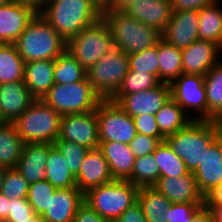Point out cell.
Wrapping results in <instances>:
<instances>
[{"instance_id": "6da1fadb", "label": "cell", "mask_w": 222, "mask_h": 222, "mask_svg": "<svg viewBox=\"0 0 222 222\" xmlns=\"http://www.w3.org/2000/svg\"><path fill=\"white\" fill-rule=\"evenodd\" d=\"M99 0H47L40 15L67 42L102 17Z\"/></svg>"}, {"instance_id": "7a4b0ae2", "label": "cell", "mask_w": 222, "mask_h": 222, "mask_svg": "<svg viewBox=\"0 0 222 222\" xmlns=\"http://www.w3.org/2000/svg\"><path fill=\"white\" fill-rule=\"evenodd\" d=\"M109 26L113 46L126 55L138 53L158 44L162 33L139 22L123 11H102Z\"/></svg>"}, {"instance_id": "3957f363", "label": "cell", "mask_w": 222, "mask_h": 222, "mask_svg": "<svg viewBox=\"0 0 222 222\" xmlns=\"http://www.w3.org/2000/svg\"><path fill=\"white\" fill-rule=\"evenodd\" d=\"M14 44L25 63L55 60L66 50V41L40 14L34 16Z\"/></svg>"}, {"instance_id": "277c9868", "label": "cell", "mask_w": 222, "mask_h": 222, "mask_svg": "<svg viewBox=\"0 0 222 222\" xmlns=\"http://www.w3.org/2000/svg\"><path fill=\"white\" fill-rule=\"evenodd\" d=\"M217 138L212 121L192 120L185 128L167 136L165 141L193 172L201 163L204 152Z\"/></svg>"}, {"instance_id": "5b68a950", "label": "cell", "mask_w": 222, "mask_h": 222, "mask_svg": "<svg viewBox=\"0 0 222 222\" xmlns=\"http://www.w3.org/2000/svg\"><path fill=\"white\" fill-rule=\"evenodd\" d=\"M139 187L128 180H113L84 193V202L104 219L112 222L137 202Z\"/></svg>"}, {"instance_id": "8992f818", "label": "cell", "mask_w": 222, "mask_h": 222, "mask_svg": "<svg viewBox=\"0 0 222 222\" xmlns=\"http://www.w3.org/2000/svg\"><path fill=\"white\" fill-rule=\"evenodd\" d=\"M61 115L36 99L14 122L24 143H51L59 138Z\"/></svg>"}, {"instance_id": "52a82bcc", "label": "cell", "mask_w": 222, "mask_h": 222, "mask_svg": "<svg viewBox=\"0 0 222 222\" xmlns=\"http://www.w3.org/2000/svg\"><path fill=\"white\" fill-rule=\"evenodd\" d=\"M41 100L63 116L96 110L102 98L85 78L66 85L55 83Z\"/></svg>"}, {"instance_id": "ba28073f", "label": "cell", "mask_w": 222, "mask_h": 222, "mask_svg": "<svg viewBox=\"0 0 222 222\" xmlns=\"http://www.w3.org/2000/svg\"><path fill=\"white\" fill-rule=\"evenodd\" d=\"M110 29L101 17L66 42V50L87 71L112 49Z\"/></svg>"}, {"instance_id": "9c48e42d", "label": "cell", "mask_w": 222, "mask_h": 222, "mask_svg": "<svg viewBox=\"0 0 222 222\" xmlns=\"http://www.w3.org/2000/svg\"><path fill=\"white\" fill-rule=\"evenodd\" d=\"M128 72V55L113 47L86 71V78L102 99H110Z\"/></svg>"}, {"instance_id": "30bf717a", "label": "cell", "mask_w": 222, "mask_h": 222, "mask_svg": "<svg viewBox=\"0 0 222 222\" xmlns=\"http://www.w3.org/2000/svg\"><path fill=\"white\" fill-rule=\"evenodd\" d=\"M100 142H120L130 144L137 131L133 117L128 115L116 102L102 99L97 108Z\"/></svg>"}, {"instance_id": "8fae6325", "label": "cell", "mask_w": 222, "mask_h": 222, "mask_svg": "<svg viewBox=\"0 0 222 222\" xmlns=\"http://www.w3.org/2000/svg\"><path fill=\"white\" fill-rule=\"evenodd\" d=\"M171 98L184 110L195 109V120L207 121L206 88L203 75L182 73L170 83Z\"/></svg>"}, {"instance_id": "7c38bea8", "label": "cell", "mask_w": 222, "mask_h": 222, "mask_svg": "<svg viewBox=\"0 0 222 222\" xmlns=\"http://www.w3.org/2000/svg\"><path fill=\"white\" fill-rule=\"evenodd\" d=\"M57 140L74 142L88 149L99 148L100 140L96 110L63 115Z\"/></svg>"}, {"instance_id": "4fadbf2b", "label": "cell", "mask_w": 222, "mask_h": 222, "mask_svg": "<svg viewBox=\"0 0 222 222\" xmlns=\"http://www.w3.org/2000/svg\"><path fill=\"white\" fill-rule=\"evenodd\" d=\"M171 98L169 83L161 82L152 89L124 95L117 104L131 117L155 115Z\"/></svg>"}, {"instance_id": "5bb4252c", "label": "cell", "mask_w": 222, "mask_h": 222, "mask_svg": "<svg viewBox=\"0 0 222 222\" xmlns=\"http://www.w3.org/2000/svg\"><path fill=\"white\" fill-rule=\"evenodd\" d=\"M198 25L197 10L173 11L162 38L182 50L199 39Z\"/></svg>"}, {"instance_id": "9a60e30c", "label": "cell", "mask_w": 222, "mask_h": 222, "mask_svg": "<svg viewBox=\"0 0 222 222\" xmlns=\"http://www.w3.org/2000/svg\"><path fill=\"white\" fill-rule=\"evenodd\" d=\"M77 188L84 194L89 189L110 183L113 177L99 148L89 149L75 176Z\"/></svg>"}, {"instance_id": "2e32d148", "label": "cell", "mask_w": 222, "mask_h": 222, "mask_svg": "<svg viewBox=\"0 0 222 222\" xmlns=\"http://www.w3.org/2000/svg\"><path fill=\"white\" fill-rule=\"evenodd\" d=\"M171 203H204L195 175L192 172L180 177H159L153 185Z\"/></svg>"}, {"instance_id": "e0dca14e", "label": "cell", "mask_w": 222, "mask_h": 222, "mask_svg": "<svg viewBox=\"0 0 222 222\" xmlns=\"http://www.w3.org/2000/svg\"><path fill=\"white\" fill-rule=\"evenodd\" d=\"M222 49L206 40H196L181 50L182 70L184 74L205 75L218 63L217 58Z\"/></svg>"}, {"instance_id": "ac0fdd59", "label": "cell", "mask_w": 222, "mask_h": 222, "mask_svg": "<svg viewBox=\"0 0 222 222\" xmlns=\"http://www.w3.org/2000/svg\"><path fill=\"white\" fill-rule=\"evenodd\" d=\"M36 14L13 1L0 6V44H14Z\"/></svg>"}, {"instance_id": "d6986e66", "label": "cell", "mask_w": 222, "mask_h": 222, "mask_svg": "<svg viewBox=\"0 0 222 222\" xmlns=\"http://www.w3.org/2000/svg\"><path fill=\"white\" fill-rule=\"evenodd\" d=\"M205 196L222 183V138H217L204 152L201 163L192 172Z\"/></svg>"}, {"instance_id": "ffe728a7", "label": "cell", "mask_w": 222, "mask_h": 222, "mask_svg": "<svg viewBox=\"0 0 222 222\" xmlns=\"http://www.w3.org/2000/svg\"><path fill=\"white\" fill-rule=\"evenodd\" d=\"M123 12L163 33L173 11L170 0H137Z\"/></svg>"}, {"instance_id": "44dd1931", "label": "cell", "mask_w": 222, "mask_h": 222, "mask_svg": "<svg viewBox=\"0 0 222 222\" xmlns=\"http://www.w3.org/2000/svg\"><path fill=\"white\" fill-rule=\"evenodd\" d=\"M35 100L23 81L0 84V112L6 123H14Z\"/></svg>"}, {"instance_id": "7402d4cb", "label": "cell", "mask_w": 222, "mask_h": 222, "mask_svg": "<svg viewBox=\"0 0 222 222\" xmlns=\"http://www.w3.org/2000/svg\"><path fill=\"white\" fill-rule=\"evenodd\" d=\"M51 143H25L16 170L29 184L46 177V162Z\"/></svg>"}, {"instance_id": "603a6c76", "label": "cell", "mask_w": 222, "mask_h": 222, "mask_svg": "<svg viewBox=\"0 0 222 222\" xmlns=\"http://www.w3.org/2000/svg\"><path fill=\"white\" fill-rule=\"evenodd\" d=\"M83 202L84 194L77 187L56 189L42 218L44 222H72Z\"/></svg>"}, {"instance_id": "cb8c5ba5", "label": "cell", "mask_w": 222, "mask_h": 222, "mask_svg": "<svg viewBox=\"0 0 222 222\" xmlns=\"http://www.w3.org/2000/svg\"><path fill=\"white\" fill-rule=\"evenodd\" d=\"M55 60H38L25 63L23 82L35 99H42L54 83Z\"/></svg>"}, {"instance_id": "d4e9b609", "label": "cell", "mask_w": 222, "mask_h": 222, "mask_svg": "<svg viewBox=\"0 0 222 222\" xmlns=\"http://www.w3.org/2000/svg\"><path fill=\"white\" fill-rule=\"evenodd\" d=\"M99 149L109 164L114 180H128L131 177L136 157L129 144L100 142Z\"/></svg>"}, {"instance_id": "484cf974", "label": "cell", "mask_w": 222, "mask_h": 222, "mask_svg": "<svg viewBox=\"0 0 222 222\" xmlns=\"http://www.w3.org/2000/svg\"><path fill=\"white\" fill-rule=\"evenodd\" d=\"M24 144L14 123L0 125V166L16 168Z\"/></svg>"}, {"instance_id": "4316f807", "label": "cell", "mask_w": 222, "mask_h": 222, "mask_svg": "<svg viewBox=\"0 0 222 222\" xmlns=\"http://www.w3.org/2000/svg\"><path fill=\"white\" fill-rule=\"evenodd\" d=\"M137 201L141 205L147 222H167L165 212L171 202L153 186L140 187Z\"/></svg>"}, {"instance_id": "83f0119b", "label": "cell", "mask_w": 222, "mask_h": 222, "mask_svg": "<svg viewBox=\"0 0 222 222\" xmlns=\"http://www.w3.org/2000/svg\"><path fill=\"white\" fill-rule=\"evenodd\" d=\"M219 2L204 6L199 13L198 37L222 49V8Z\"/></svg>"}, {"instance_id": "f1b7e54d", "label": "cell", "mask_w": 222, "mask_h": 222, "mask_svg": "<svg viewBox=\"0 0 222 222\" xmlns=\"http://www.w3.org/2000/svg\"><path fill=\"white\" fill-rule=\"evenodd\" d=\"M186 114L187 113L170 98L155 114L160 133L166 138L178 130L185 128L192 120H195L194 116Z\"/></svg>"}, {"instance_id": "f546056e", "label": "cell", "mask_w": 222, "mask_h": 222, "mask_svg": "<svg viewBox=\"0 0 222 222\" xmlns=\"http://www.w3.org/2000/svg\"><path fill=\"white\" fill-rule=\"evenodd\" d=\"M159 80L171 83L182 73L181 49L161 38L158 42Z\"/></svg>"}, {"instance_id": "4dcf8cb0", "label": "cell", "mask_w": 222, "mask_h": 222, "mask_svg": "<svg viewBox=\"0 0 222 222\" xmlns=\"http://www.w3.org/2000/svg\"><path fill=\"white\" fill-rule=\"evenodd\" d=\"M45 179L56 189L77 187L76 178L58 149L53 146L48 153Z\"/></svg>"}, {"instance_id": "1f68e13d", "label": "cell", "mask_w": 222, "mask_h": 222, "mask_svg": "<svg viewBox=\"0 0 222 222\" xmlns=\"http://www.w3.org/2000/svg\"><path fill=\"white\" fill-rule=\"evenodd\" d=\"M24 66L15 44H0V84L23 81Z\"/></svg>"}, {"instance_id": "d6a6232c", "label": "cell", "mask_w": 222, "mask_h": 222, "mask_svg": "<svg viewBox=\"0 0 222 222\" xmlns=\"http://www.w3.org/2000/svg\"><path fill=\"white\" fill-rule=\"evenodd\" d=\"M207 100V121L222 111V61L204 75Z\"/></svg>"}, {"instance_id": "836d02e7", "label": "cell", "mask_w": 222, "mask_h": 222, "mask_svg": "<svg viewBox=\"0 0 222 222\" xmlns=\"http://www.w3.org/2000/svg\"><path fill=\"white\" fill-rule=\"evenodd\" d=\"M156 163L159 167L160 177H180L188 174L184 161L180 159L168 145L162 141L153 152Z\"/></svg>"}, {"instance_id": "e575fe53", "label": "cell", "mask_w": 222, "mask_h": 222, "mask_svg": "<svg viewBox=\"0 0 222 222\" xmlns=\"http://www.w3.org/2000/svg\"><path fill=\"white\" fill-rule=\"evenodd\" d=\"M85 78L86 70L67 50L55 59L54 83L66 85Z\"/></svg>"}, {"instance_id": "d590c367", "label": "cell", "mask_w": 222, "mask_h": 222, "mask_svg": "<svg viewBox=\"0 0 222 222\" xmlns=\"http://www.w3.org/2000/svg\"><path fill=\"white\" fill-rule=\"evenodd\" d=\"M161 81L153 74L130 71L122 80L117 92L110 98L118 102L124 95L149 90L159 85Z\"/></svg>"}, {"instance_id": "8d00e7d4", "label": "cell", "mask_w": 222, "mask_h": 222, "mask_svg": "<svg viewBox=\"0 0 222 222\" xmlns=\"http://www.w3.org/2000/svg\"><path fill=\"white\" fill-rule=\"evenodd\" d=\"M160 177L153 153L136 157L129 182L137 187L153 186Z\"/></svg>"}, {"instance_id": "74e56055", "label": "cell", "mask_w": 222, "mask_h": 222, "mask_svg": "<svg viewBox=\"0 0 222 222\" xmlns=\"http://www.w3.org/2000/svg\"><path fill=\"white\" fill-rule=\"evenodd\" d=\"M56 188L46 179L29 184L27 200L37 215H43L49 207Z\"/></svg>"}, {"instance_id": "f35d334b", "label": "cell", "mask_w": 222, "mask_h": 222, "mask_svg": "<svg viewBox=\"0 0 222 222\" xmlns=\"http://www.w3.org/2000/svg\"><path fill=\"white\" fill-rule=\"evenodd\" d=\"M158 55V44L138 53L129 54V70L153 74L159 79Z\"/></svg>"}, {"instance_id": "ab89813d", "label": "cell", "mask_w": 222, "mask_h": 222, "mask_svg": "<svg viewBox=\"0 0 222 222\" xmlns=\"http://www.w3.org/2000/svg\"><path fill=\"white\" fill-rule=\"evenodd\" d=\"M54 146L63 155L64 159H66L71 173L76 176L89 149L85 146L66 140H56Z\"/></svg>"}, {"instance_id": "60d3db41", "label": "cell", "mask_w": 222, "mask_h": 222, "mask_svg": "<svg viewBox=\"0 0 222 222\" xmlns=\"http://www.w3.org/2000/svg\"><path fill=\"white\" fill-rule=\"evenodd\" d=\"M29 183L16 168L7 169L1 193L8 199L27 198Z\"/></svg>"}, {"instance_id": "b9f144b4", "label": "cell", "mask_w": 222, "mask_h": 222, "mask_svg": "<svg viewBox=\"0 0 222 222\" xmlns=\"http://www.w3.org/2000/svg\"><path fill=\"white\" fill-rule=\"evenodd\" d=\"M204 203H172L165 212L167 222H189Z\"/></svg>"}, {"instance_id": "7bdbcfd3", "label": "cell", "mask_w": 222, "mask_h": 222, "mask_svg": "<svg viewBox=\"0 0 222 222\" xmlns=\"http://www.w3.org/2000/svg\"><path fill=\"white\" fill-rule=\"evenodd\" d=\"M32 206L27 198L11 199L8 207V215L4 222H25L34 214Z\"/></svg>"}, {"instance_id": "ee69618b", "label": "cell", "mask_w": 222, "mask_h": 222, "mask_svg": "<svg viewBox=\"0 0 222 222\" xmlns=\"http://www.w3.org/2000/svg\"><path fill=\"white\" fill-rule=\"evenodd\" d=\"M162 141H165V138H154L137 133L129 145L134 156L140 157L153 153Z\"/></svg>"}, {"instance_id": "f6af8a7d", "label": "cell", "mask_w": 222, "mask_h": 222, "mask_svg": "<svg viewBox=\"0 0 222 222\" xmlns=\"http://www.w3.org/2000/svg\"><path fill=\"white\" fill-rule=\"evenodd\" d=\"M133 120L137 133L154 138H165L158 129L155 115L140 114L138 116H134Z\"/></svg>"}, {"instance_id": "bcb514c9", "label": "cell", "mask_w": 222, "mask_h": 222, "mask_svg": "<svg viewBox=\"0 0 222 222\" xmlns=\"http://www.w3.org/2000/svg\"><path fill=\"white\" fill-rule=\"evenodd\" d=\"M172 11L197 10L219 2V0H170Z\"/></svg>"}, {"instance_id": "7dc6e473", "label": "cell", "mask_w": 222, "mask_h": 222, "mask_svg": "<svg viewBox=\"0 0 222 222\" xmlns=\"http://www.w3.org/2000/svg\"><path fill=\"white\" fill-rule=\"evenodd\" d=\"M72 222H110L101 217L87 203L83 202L77 209Z\"/></svg>"}, {"instance_id": "c3c4849f", "label": "cell", "mask_w": 222, "mask_h": 222, "mask_svg": "<svg viewBox=\"0 0 222 222\" xmlns=\"http://www.w3.org/2000/svg\"><path fill=\"white\" fill-rule=\"evenodd\" d=\"M112 222H147V220L144 216L141 205L137 201L130 208L125 210L119 218Z\"/></svg>"}, {"instance_id": "681fc988", "label": "cell", "mask_w": 222, "mask_h": 222, "mask_svg": "<svg viewBox=\"0 0 222 222\" xmlns=\"http://www.w3.org/2000/svg\"><path fill=\"white\" fill-rule=\"evenodd\" d=\"M205 207L222 206V183L204 196Z\"/></svg>"}, {"instance_id": "f907efd6", "label": "cell", "mask_w": 222, "mask_h": 222, "mask_svg": "<svg viewBox=\"0 0 222 222\" xmlns=\"http://www.w3.org/2000/svg\"><path fill=\"white\" fill-rule=\"evenodd\" d=\"M136 1L137 0H105L102 4V11H124Z\"/></svg>"}, {"instance_id": "816d5d0a", "label": "cell", "mask_w": 222, "mask_h": 222, "mask_svg": "<svg viewBox=\"0 0 222 222\" xmlns=\"http://www.w3.org/2000/svg\"><path fill=\"white\" fill-rule=\"evenodd\" d=\"M13 2L31 8L35 13L40 14L47 0H12Z\"/></svg>"}, {"instance_id": "f5cc1de1", "label": "cell", "mask_w": 222, "mask_h": 222, "mask_svg": "<svg viewBox=\"0 0 222 222\" xmlns=\"http://www.w3.org/2000/svg\"><path fill=\"white\" fill-rule=\"evenodd\" d=\"M189 222H212L209 210L203 206Z\"/></svg>"}, {"instance_id": "db71d44e", "label": "cell", "mask_w": 222, "mask_h": 222, "mask_svg": "<svg viewBox=\"0 0 222 222\" xmlns=\"http://www.w3.org/2000/svg\"><path fill=\"white\" fill-rule=\"evenodd\" d=\"M10 199L0 192V222H4L8 215Z\"/></svg>"}, {"instance_id": "11a10c76", "label": "cell", "mask_w": 222, "mask_h": 222, "mask_svg": "<svg viewBox=\"0 0 222 222\" xmlns=\"http://www.w3.org/2000/svg\"><path fill=\"white\" fill-rule=\"evenodd\" d=\"M210 214L212 222H222V206L206 207Z\"/></svg>"}, {"instance_id": "9f6ffc18", "label": "cell", "mask_w": 222, "mask_h": 222, "mask_svg": "<svg viewBox=\"0 0 222 222\" xmlns=\"http://www.w3.org/2000/svg\"><path fill=\"white\" fill-rule=\"evenodd\" d=\"M212 122L216 128L218 137L222 138V111L213 118Z\"/></svg>"}, {"instance_id": "6f0895ef", "label": "cell", "mask_w": 222, "mask_h": 222, "mask_svg": "<svg viewBox=\"0 0 222 222\" xmlns=\"http://www.w3.org/2000/svg\"><path fill=\"white\" fill-rule=\"evenodd\" d=\"M6 171H7V168H5L3 166H0V192H1L2 187H3L4 179H5V176H6Z\"/></svg>"}, {"instance_id": "680465c9", "label": "cell", "mask_w": 222, "mask_h": 222, "mask_svg": "<svg viewBox=\"0 0 222 222\" xmlns=\"http://www.w3.org/2000/svg\"><path fill=\"white\" fill-rule=\"evenodd\" d=\"M25 222H44L43 218L41 215H37L34 213L31 217L30 220H27Z\"/></svg>"}, {"instance_id": "91938a15", "label": "cell", "mask_w": 222, "mask_h": 222, "mask_svg": "<svg viewBox=\"0 0 222 222\" xmlns=\"http://www.w3.org/2000/svg\"><path fill=\"white\" fill-rule=\"evenodd\" d=\"M12 0H0V6L8 4L9 2H11Z\"/></svg>"}, {"instance_id": "94428289", "label": "cell", "mask_w": 222, "mask_h": 222, "mask_svg": "<svg viewBox=\"0 0 222 222\" xmlns=\"http://www.w3.org/2000/svg\"><path fill=\"white\" fill-rule=\"evenodd\" d=\"M4 123H6L3 119V116L1 115V112H0V125H3Z\"/></svg>"}]
</instances>
